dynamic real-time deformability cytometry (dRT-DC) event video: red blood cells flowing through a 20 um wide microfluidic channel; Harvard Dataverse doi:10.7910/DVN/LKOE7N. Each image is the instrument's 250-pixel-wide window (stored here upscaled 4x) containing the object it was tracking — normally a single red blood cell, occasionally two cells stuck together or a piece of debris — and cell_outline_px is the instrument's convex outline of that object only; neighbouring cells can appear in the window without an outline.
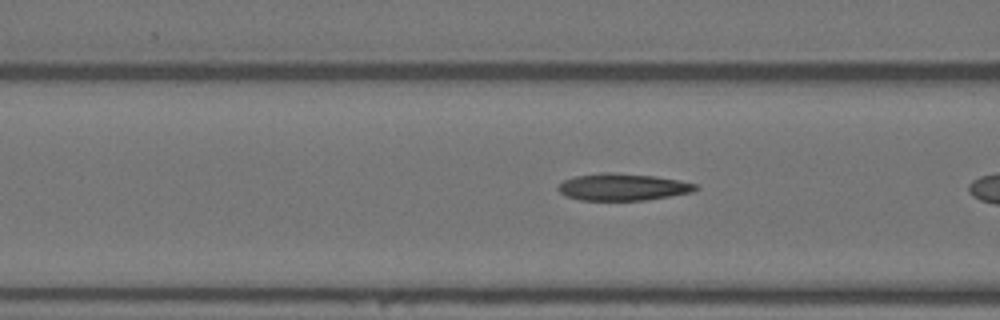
{"species": "Egyptian fruit bat (a non-hibernating species)", "species_latin": "Rousettus aegyptiacus", "temperature_condition": "warm", "stored_images_in_passage": 7, "camera_frame_rate_fps": 3000, "um_per_image_px": 0.085, "animal": {"sex": "female"}, "frame": {"image": 1, "passage_image": 6, "time_ms": 1.667, "image_size_px": [1000, 320], "cell_outline_px": [[700, 188], [692, 192], [644, 200], [580, 200], [564, 196], [556, 188], [564, 180], [576, 176], [600, 172], [612, 172], [656, 176], [680, 180], [696, 184]], "centroid_in_image_um": [52.92, 15.89], "position_along_channel_um": 113.7, "area_um2": 21.68}}